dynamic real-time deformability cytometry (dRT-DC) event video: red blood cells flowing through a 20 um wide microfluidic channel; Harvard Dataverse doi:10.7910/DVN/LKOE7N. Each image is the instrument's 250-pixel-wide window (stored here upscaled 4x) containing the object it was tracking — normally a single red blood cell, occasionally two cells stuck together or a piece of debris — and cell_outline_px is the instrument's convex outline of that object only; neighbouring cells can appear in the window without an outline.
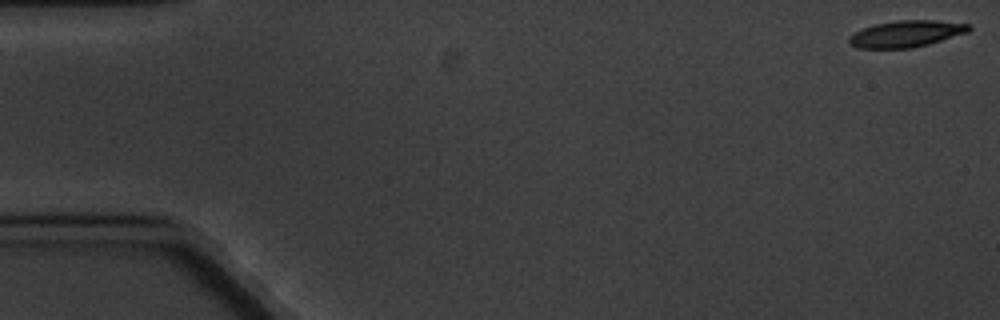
{"species": "common noctule bat (a hibernating species)", "species_latin": "Nyctalus noctula", "temperature_condition": "cold", "stored_images_in_passage": 6, "camera_frame_rate_fps": 3000, "um_per_image_px": 0.085, "animal": {"sex": "male", "body_mass_g": 20.1, "forearm_length_mm": 53.5}, "frame": {"image": 1, "passage_image": 1, "time_ms": 0.0, "image_size_px": [1000, 320], "cell_outline_px": [[972, 28], [968, 32], [928, 44], [912, 48], [860, 48], [852, 44], [848, 40], [848, 36], [864, 28], [876, 24], [896, 20], [936, 20], [972, 24]], "centroid_in_image_um": [77.08, 2.86], "position_along_channel_um": 7.9, "area_um2": 18.44}}
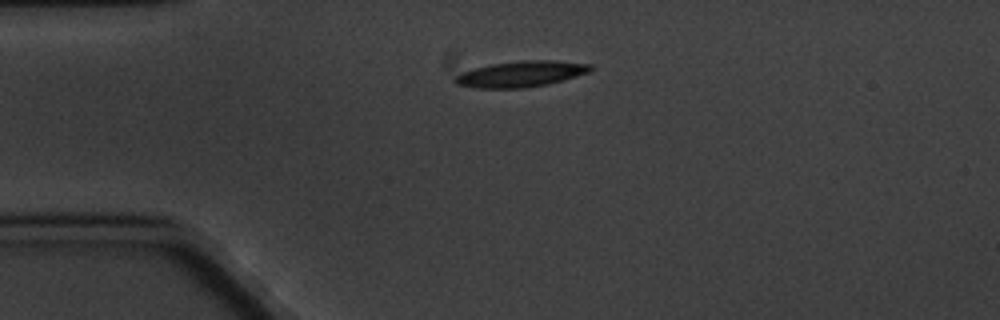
{"frame": {"image": 2, "passage_image": 4, "time_ms": 4.333, "image_size_px": [1000, 320], "cell_outline_px": [[596, 68], [588, 72], [548, 84], [524, 88], [476, 88], [456, 84], [452, 80], [456, 76], [464, 72], [476, 68], [492, 64], [520, 60], [552, 60], [592, 64]], "centroid_in_image_um": [44.31, 6.28], "position_along_channel_um": 40.7, "area_um2": 20.35}}